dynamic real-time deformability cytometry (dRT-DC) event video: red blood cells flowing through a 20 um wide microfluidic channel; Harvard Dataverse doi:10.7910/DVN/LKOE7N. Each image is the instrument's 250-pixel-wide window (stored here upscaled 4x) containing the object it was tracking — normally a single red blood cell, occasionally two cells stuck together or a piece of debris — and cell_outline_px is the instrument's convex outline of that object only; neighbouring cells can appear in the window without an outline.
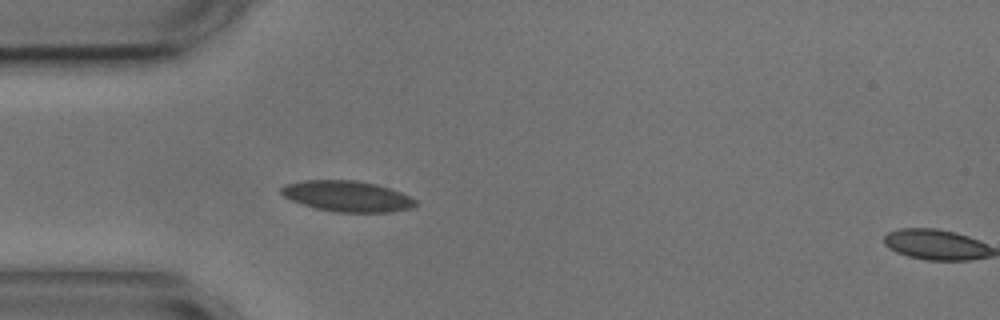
{"species": "common noctule bat (a hibernating species)", "species_latin": "Nyctalus noctula", "temperature_condition": "cold", "stored_images_in_passage": 5, "segment_of_instrument_passage": [1, 2], "camera_frame_rate_fps": 3000, "um_per_image_px": 0.085, "animal": {"sex": "male", "body_mass_g": 17.9, "forearm_length_mm": 54.2}, "frame": {"image": 1, "passage_image": 4, "time_ms": 4.333, "image_size_px": [1000, 320], "cell_outline_px": [[416, 204], [412, 208], [392, 212], [336, 212], [316, 208], [292, 200], [284, 196], [280, 192], [280, 188], [284, 184], [304, 180], [356, 180], [376, 184], [400, 192], [416, 200]], "centroid_in_image_um": [29.5, 16.67], "position_along_channel_um": 55.5, "area_um2": 23.99}}